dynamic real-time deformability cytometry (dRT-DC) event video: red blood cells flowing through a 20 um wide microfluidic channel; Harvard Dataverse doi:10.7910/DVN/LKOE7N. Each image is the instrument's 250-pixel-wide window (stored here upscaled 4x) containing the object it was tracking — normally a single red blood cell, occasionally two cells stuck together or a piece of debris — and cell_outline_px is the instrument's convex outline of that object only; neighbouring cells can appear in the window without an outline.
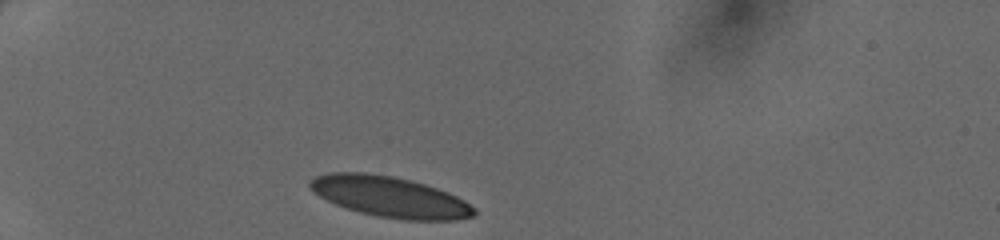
{"species": "human", "species_latin": "Homo sapiens", "temperature_condition": "cold", "stored_images_in_passage": 29, "camera_frame_rate_fps": 3000, "um_per_image_px": 0.085, "donor": {"sex": "female"}, "frame": {"image": 1, "passage_image": 1, "time_ms": 0.0, "image_size_px": [1000, 240], "cell_outline_px": [[476, 216], [456, 220], [404, 220], [376, 216], [360, 212], [336, 204], [312, 192], [308, 188], [308, 184], [316, 176], [332, 172], [364, 172], [392, 176], [424, 184], [448, 192], [464, 200], [476, 208]], "centroid_in_image_um": [33.16, 16.74], "position_along_channel_um": 51.8, "area_um2": 38.84}}
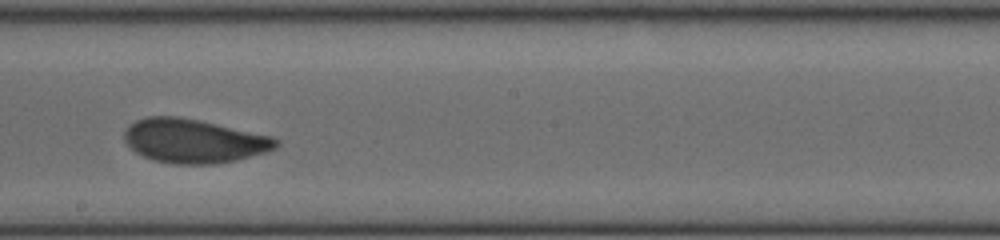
{"frame": {"image": 2, "passage_image": 16, "time_ms": 5.0, "image_size_px": [1000, 240], "cell_outline_px": [[280, 144], [276, 148], [268, 152], [236, 160], [216, 164], [172, 164], [152, 160], [136, 152], [124, 140], [124, 132], [136, 120], [148, 116], [180, 116], [272, 136], [280, 140]], "centroid_in_image_um": [16.51, 11.99], "position_along_channel_um": 231.7, "area_um2": 38.9}}
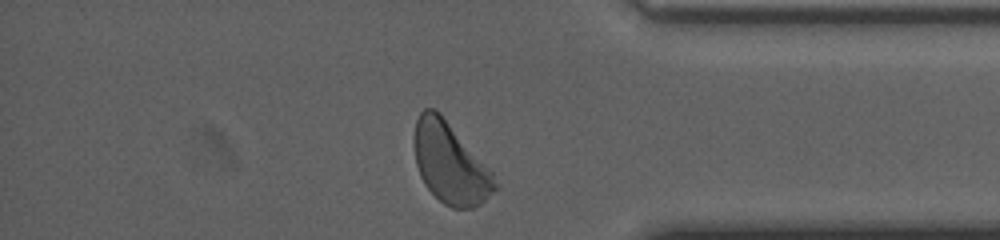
{"frame": {"image": 3, "passage_image": 28, "time_ms": 9.0, "image_size_px": [1000, 240], "cell_outline_px": [[496, 188], [480, 204], [472, 208], [452, 208], [444, 204], [424, 184], [420, 176], [416, 164], [412, 140], [416, 120], [420, 112], [424, 108], [432, 108], [440, 112], [492, 172], [496, 184]], "centroid_in_image_um": [38.21, 13.85], "position_along_channel_um": 397.0, "area_um2": 37.69}}